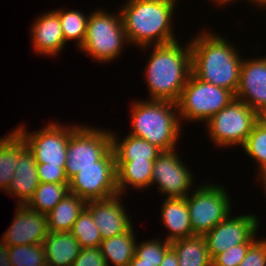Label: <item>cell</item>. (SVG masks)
<instances>
[{"instance_id":"1","label":"cell","mask_w":266,"mask_h":266,"mask_svg":"<svg viewBox=\"0 0 266 266\" xmlns=\"http://www.w3.org/2000/svg\"><path fill=\"white\" fill-rule=\"evenodd\" d=\"M209 30L190 41L191 71L197 78L236 94L243 58L226 37Z\"/></svg>"},{"instance_id":"2","label":"cell","mask_w":266,"mask_h":266,"mask_svg":"<svg viewBox=\"0 0 266 266\" xmlns=\"http://www.w3.org/2000/svg\"><path fill=\"white\" fill-rule=\"evenodd\" d=\"M180 44V41H175L139 48L146 51L152 47L150 58L145 65L149 100L178 102L192 72L190 41L184 47Z\"/></svg>"},{"instance_id":"3","label":"cell","mask_w":266,"mask_h":266,"mask_svg":"<svg viewBox=\"0 0 266 266\" xmlns=\"http://www.w3.org/2000/svg\"><path fill=\"white\" fill-rule=\"evenodd\" d=\"M176 3V0H127L119 12L129 44L141 48L178 41L172 25Z\"/></svg>"},{"instance_id":"4","label":"cell","mask_w":266,"mask_h":266,"mask_svg":"<svg viewBox=\"0 0 266 266\" xmlns=\"http://www.w3.org/2000/svg\"><path fill=\"white\" fill-rule=\"evenodd\" d=\"M130 135L144 139L162 151L177 149L182 125L177 103L163 100H136L131 105Z\"/></svg>"},{"instance_id":"5","label":"cell","mask_w":266,"mask_h":266,"mask_svg":"<svg viewBox=\"0 0 266 266\" xmlns=\"http://www.w3.org/2000/svg\"><path fill=\"white\" fill-rule=\"evenodd\" d=\"M88 15L86 36L80 51L99 64L113 62L120 57L124 45L129 43L120 12L114 14L99 8Z\"/></svg>"},{"instance_id":"6","label":"cell","mask_w":266,"mask_h":266,"mask_svg":"<svg viewBox=\"0 0 266 266\" xmlns=\"http://www.w3.org/2000/svg\"><path fill=\"white\" fill-rule=\"evenodd\" d=\"M235 94L197 78L192 72L177 102L178 116L185 121L207 122L214 114L229 105Z\"/></svg>"},{"instance_id":"7","label":"cell","mask_w":266,"mask_h":266,"mask_svg":"<svg viewBox=\"0 0 266 266\" xmlns=\"http://www.w3.org/2000/svg\"><path fill=\"white\" fill-rule=\"evenodd\" d=\"M80 124L70 135L64 170L70 180L87 166H99L112 152L111 131Z\"/></svg>"},{"instance_id":"8","label":"cell","mask_w":266,"mask_h":266,"mask_svg":"<svg viewBox=\"0 0 266 266\" xmlns=\"http://www.w3.org/2000/svg\"><path fill=\"white\" fill-rule=\"evenodd\" d=\"M259 114L244 102L234 99L214 114L204 125L215 146L242 147L252 132Z\"/></svg>"},{"instance_id":"9","label":"cell","mask_w":266,"mask_h":266,"mask_svg":"<svg viewBox=\"0 0 266 266\" xmlns=\"http://www.w3.org/2000/svg\"><path fill=\"white\" fill-rule=\"evenodd\" d=\"M224 186L206 183L186 196L194 235L204 236L231 213L232 202ZM190 195V196H189Z\"/></svg>"},{"instance_id":"10","label":"cell","mask_w":266,"mask_h":266,"mask_svg":"<svg viewBox=\"0 0 266 266\" xmlns=\"http://www.w3.org/2000/svg\"><path fill=\"white\" fill-rule=\"evenodd\" d=\"M61 123L52 122L36 131L28 132L26 126L21 124L14 130L22 137L28 149L32 152L36 163L48 165H65L67 145L71 133L79 125L62 126Z\"/></svg>"},{"instance_id":"11","label":"cell","mask_w":266,"mask_h":266,"mask_svg":"<svg viewBox=\"0 0 266 266\" xmlns=\"http://www.w3.org/2000/svg\"><path fill=\"white\" fill-rule=\"evenodd\" d=\"M69 192L86 201L119 194L114 152L99 166H87L75 174L69 180Z\"/></svg>"},{"instance_id":"12","label":"cell","mask_w":266,"mask_h":266,"mask_svg":"<svg viewBox=\"0 0 266 266\" xmlns=\"http://www.w3.org/2000/svg\"><path fill=\"white\" fill-rule=\"evenodd\" d=\"M177 150L162 151L154 161L151 185H157L158 192L166 198H185L195 182L192 171L181 161Z\"/></svg>"},{"instance_id":"13","label":"cell","mask_w":266,"mask_h":266,"mask_svg":"<svg viewBox=\"0 0 266 266\" xmlns=\"http://www.w3.org/2000/svg\"><path fill=\"white\" fill-rule=\"evenodd\" d=\"M231 216L229 215L204 235L211 258L230 247L253 244L257 240L255 236L260 220L256 214L245 213Z\"/></svg>"},{"instance_id":"14","label":"cell","mask_w":266,"mask_h":266,"mask_svg":"<svg viewBox=\"0 0 266 266\" xmlns=\"http://www.w3.org/2000/svg\"><path fill=\"white\" fill-rule=\"evenodd\" d=\"M49 233L47 215L24 205L16 206V213L9 228L2 235L7 246L43 244Z\"/></svg>"},{"instance_id":"15","label":"cell","mask_w":266,"mask_h":266,"mask_svg":"<svg viewBox=\"0 0 266 266\" xmlns=\"http://www.w3.org/2000/svg\"><path fill=\"white\" fill-rule=\"evenodd\" d=\"M235 97L258 114L266 109V56L243 59Z\"/></svg>"},{"instance_id":"16","label":"cell","mask_w":266,"mask_h":266,"mask_svg":"<svg viewBox=\"0 0 266 266\" xmlns=\"http://www.w3.org/2000/svg\"><path fill=\"white\" fill-rule=\"evenodd\" d=\"M121 194L106 199L89 200L86 209L91 213L102 240L127 232L133 225L126 213Z\"/></svg>"},{"instance_id":"17","label":"cell","mask_w":266,"mask_h":266,"mask_svg":"<svg viewBox=\"0 0 266 266\" xmlns=\"http://www.w3.org/2000/svg\"><path fill=\"white\" fill-rule=\"evenodd\" d=\"M34 21L30 28L33 51L37 55L57 56L67 44L58 14L50 10L40 14Z\"/></svg>"},{"instance_id":"18","label":"cell","mask_w":266,"mask_h":266,"mask_svg":"<svg viewBox=\"0 0 266 266\" xmlns=\"http://www.w3.org/2000/svg\"><path fill=\"white\" fill-rule=\"evenodd\" d=\"M39 184L37 163L32 152L26 146L18 155L16 170L5 192L16 197V205H24L32 197Z\"/></svg>"},{"instance_id":"19","label":"cell","mask_w":266,"mask_h":266,"mask_svg":"<svg viewBox=\"0 0 266 266\" xmlns=\"http://www.w3.org/2000/svg\"><path fill=\"white\" fill-rule=\"evenodd\" d=\"M161 221L168 232L165 240L173 242L193 236L189 209L185 198H166L161 205Z\"/></svg>"},{"instance_id":"20","label":"cell","mask_w":266,"mask_h":266,"mask_svg":"<svg viewBox=\"0 0 266 266\" xmlns=\"http://www.w3.org/2000/svg\"><path fill=\"white\" fill-rule=\"evenodd\" d=\"M48 266H72L81 250L70 232L49 231L43 242Z\"/></svg>"},{"instance_id":"21","label":"cell","mask_w":266,"mask_h":266,"mask_svg":"<svg viewBox=\"0 0 266 266\" xmlns=\"http://www.w3.org/2000/svg\"><path fill=\"white\" fill-rule=\"evenodd\" d=\"M155 160H131L115 162L117 173V189L124 196L131 186L133 190H143L151 186V178ZM129 186V187H128Z\"/></svg>"},{"instance_id":"22","label":"cell","mask_w":266,"mask_h":266,"mask_svg":"<svg viewBox=\"0 0 266 266\" xmlns=\"http://www.w3.org/2000/svg\"><path fill=\"white\" fill-rule=\"evenodd\" d=\"M116 132L111 130V148L115 155V162L131 160H156L162 150L150 142L128 134L118 139Z\"/></svg>"},{"instance_id":"23","label":"cell","mask_w":266,"mask_h":266,"mask_svg":"<svg viewBox=\"0 0 266 266\" xmlns=\"http://www.w3.org/2000/svg\"><path fill=\"white\" fill-rule=\"evenodd\" d=\"M87 201L68 193L47 214L48 230L52 232H70L74 222L86 208Z\"/></svg>"},{"instance_id":"24","label":"cell","mask_w":266,"mask_h":266,"mask_svg":"<svg viewBox=\"0 0 266 266\" xmlns=\"http://www.w3.org/2000/svg\"><path fill=\"white\" fill-rule=\"evenodd\" d=\"M133 227L127 232L101 241L99 247L107 266L111 264L114 266H129L135 254L136 243H138Z\"/></svg>"},{"instance_id":"25","label":"cell","mask_w":266,"mask_h":266,"mask_svg":"<svg viewBox=\"0 0 266 266\" xmlns=\"http://www.w3.org/2000/svg\"><path fill=\"white\" fill-rule=\"evenodd\" d=\"M179 266H212L207 242L202 235H193L170 243Z\"/></svg>"},{"instance_id":"26","label":"cell","mask_w":266,"mask_h":266,"mask_svg":"<svg viewBox=\"0 0 266 266\" xmlns=\"http://www.w3.org/2000/svg\"><path fill=\"white\" fill-rule=\"evenodd\" d=\"M25 147L24 140L15 130L0 137V191H5L11 183L18 155Z\"/></svg>"},{"instance_id":"27","label":"cell","mask_w":266,"mask_h":266,"mask_svg":"<svg viewBox=\"0 0 266 266\" xmlns=\"http://www.w3.org/2000/svg\"><path fill=\"white\" fill-rule=\"evenodd\" d=\"M69 193V183H41L25 204L28 208L47 215Z\"/></svg>"},{"instance_id":"28","label":"cell","mask_w":266,"mask_h":266,"mask_svg":"<svg viewBox=\"0 0 266 266\" xmlns=\"http://www.w3.org/2000/svg\"><path fill=\"white\" fill-rule=\"evenodd\" d=\"M59 17L65 43L75 40L77 48L83 45L86 36L88 15L79 10L53 9Z\"/></svg>"},{"instance_id":"29","label":"cell","mask_w":266,"mask_h":266,"mask_svg":"<svg viewBox=\"0 0 266 266\" xmlns=\"http://www.w3.org/2000/svg\"><path fill=\"white\" fill-rule=\"evenodd\" d=\"M70 233L79 242L81 248L99 247L102 241L100 231L86 208L74 222Z\"/></svg>"},{"instance_id":"30","label":"cell","mask_w":266,"mask_h":266,"mask_svg":"<svg viewBox=\"0 0 266 266\" xmlns=\"http://www.w3.org/2000/svg\"><path fill=\"white\" fill-rule=\"evenodd\" d=\"M246 154L258 164V173L266 169V124L260 119L255 123L241 147Z\"/></svg>"},{"instance_id":"31","label":"cell","mask_w":266,"mask_h":266,"mask_svg":"<svg viewBox=\"0 0 266 266\" xmlns=\"http://www.w3.org/2000/svg\"><path fill=\"white\" fill-rule=\"evenodd\" d=\"M12 266H46L43 244L8 246Z\"/></svg>"},{"instance_id":"32","label":"cell","mask_w":266,"mask_h":266,"mask_svg":"<svg viewBox=\"0 0 266 266\" xmlns=\"http://www.w3.org/2000/svg\"><path fill=\"white\" fill-rule=\"evenodd\" d=\"M170 248V242L166 240L151 239L136 244L134 256L138 258V264L159 266Z\"/></svg>"},{"instance_id":"33","label":"cell","mask_w":266,"mask_h":266,"mask_svg":"<svg viewBox=\"0 0 266 266\" xmlns=\"http://www.w3.org/2000/svg\"><path fill=\"white\" fill-rule=\"evenodd\" d=\"M251 245L239 244L215 255L212 258V266H239Z\"/></svg>"},{"instance_id":"34","label":"cell","mask_w":266,"mask_h":266,"mask_svg":"<svg viewBox=\"0 0 266 266\" xmlns=\"http://www.w3.org/2000/svg\"><path fill=\"white\" fill-rule=\"evenodd\" d=\"M64 166L65 165H48V163H37L39 181L41 183H69Z\"/></svg>"},{"instance_id":"35","label":"cell","mask_w":266,"mask_h":266,"mask_svg":"<svg viewBox=\"0 0 266 266\" xmlns=\"http://www.w3.org/2000/svg\"><path fill=\"white\" fill-rule=\"evenodd\" d=\"M239 266H266V239L256 240Z\"/></svg>"},{"instance_id":"36","label":"cell","mask_w":266,"mask_h":266,"mask_svg":"<svg viewBox=\"0 0 266 266\" xmlns=\"http://www.w3.org/2000/svg\"><path fill=\"white\" fill-rule=\"evenodd\" d=\"M72 266H107L100 247L81 248Z\"/></svg>"},{"instance_id":"37","label":"cell","mask_w":266,"mask_h":266,"mask_svg":"<svg viewBox=\"0 0 266 266\" xmlns=\"http://www.w3.org/2000/svg\"><path fill=\"white\" fill-rule=\"evenodd\" d=\"M159 266H179L177 254L170 248L164 255L163 261Z\"/></svg>"},{"instance_id":"38","label":"cell","mask_w":266,"mask_h":266,"mask_svg":"<svg viewBox=\"0 0 266 266\" xmlns=\"http://www.w3.org/2000/svg\"><path fill=\"white\" fill-rule=\"evenodd\" d=\"M0 266H12L9 260L8 246L0 241Z\"/></svg>"},{"instance_id":"39","label":"cell","mask_w":266,"mask_h":266,"mask_svg":"<svg viewBox=\"0 0 266 266\" xmlns=\"http://www.w3.org/2000/svg\"><path fill=\"white\" fill-rule=\"evenodd\" d=\"M259 177L257 180L261 182V185L263 186L262 189H265V195H266V169L262 170L260 173L257 174Z\"/></svg>"},{"instance_id":"40","label":"cell","mask_w":266,"mask_h":266,"mask_svg":"<svg viewBox=\"0 0 266 266\" xmlns=\"http://www.w3.org/2000/svg\"><path fill=\"white\" fill-rule=\"evenodd\" d=\"M248 2L251 1V4L253 3L254 5H257V7L259 6L260 8L262 7H266V0H247Z\"/></svg>"},{"instance_id":"41","label":"cell","mask_w":266,"mask_h":266,"mask_svg":"<svg viewBox=\"0 0 266 266\" xmlns=\"http://www.w3.org/2000/svg\"><path fill=\"white\" fill-rule=\"evenodd\" d=\"M214 1L216 2L215 4H218L219 6L223 5L224 7V5L226 6L227 4H231L232 2H236L237 0H213V3Z\"/></svg>"},{"instance_id":"42","label":"cell","mask_w":266,"mask_h":266,"mask_svg":"<svg viewBox=\"0 0 266 266\" xmlns=\"http://www.w3.org/2000/svg\"><path fill=\"white\" fill-rule=\"evenodd\" d=\"M129 266H154V265L138 264V258L134 256L133 259L130 261Z\"/></svg>"},{"instance_id":"43","label":"cell","mask_w":266,"mask_h":266,"mask_svg":"<svg viewBox=\"0 0 266 266\" xmlns=\"http://www.w3.org/2000/svg\"><path fill=\"white\" fill-rule=\"evenodd\" d=\"M259 119H260L264 124H266V109H265L261 114H259Z\"/></svg>"}]
</instances>
